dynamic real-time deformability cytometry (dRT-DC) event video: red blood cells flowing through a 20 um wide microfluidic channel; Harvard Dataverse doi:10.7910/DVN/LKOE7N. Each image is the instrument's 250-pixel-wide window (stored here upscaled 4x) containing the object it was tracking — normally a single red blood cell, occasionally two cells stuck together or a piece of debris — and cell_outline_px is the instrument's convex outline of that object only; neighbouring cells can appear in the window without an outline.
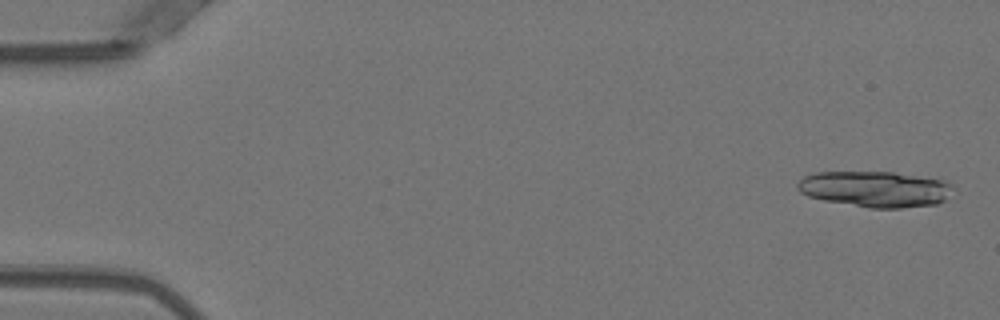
{"species": "Egyptian fruit bat (a non-hibernating species)", "species_latin": "Rousettus aegyptiacus", "temperature_condition": "warm", "stored_images_in_passage": 39, "camera_frame_rate_fps": 3000, "um_per_image_px": 0.085, "animal": {"sex": "female"}, "frame": {"image": 1, "passage_image": 2, "time_ms": 0.333, "image_size_px": [1000, 320], "cell_outline_px": [[956, 188], [944, 200], [936, 204], [900, 208], [868, 208], [824, 200], [808, 196], [800, 192], [796, 188], [796, 184], [804, 176], [816, 172], [892, 172], [948, 180]], "centroid_in_image_um": [74.42, 16.07], "position_along_channel_um": 10.6, "area_um2": 32.83}}
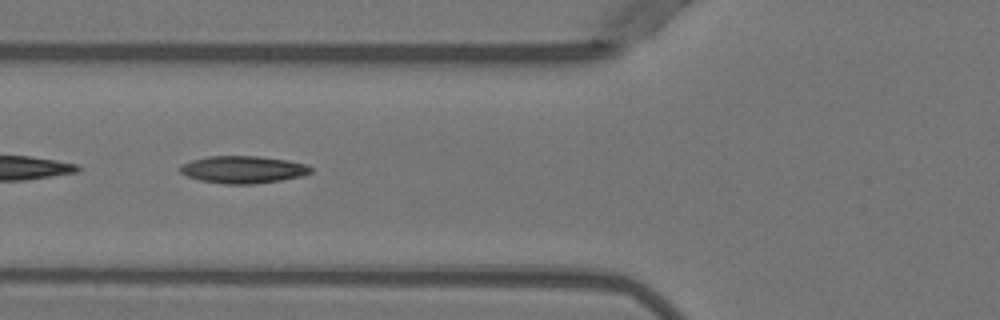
{"frame": {"image": 2, "passage_image": 20, "time_ms": 6.333, "image_size_px": [1000, 320], "cell_outline_px": [[312, 172], [300, 176], [280, 180], [252, 184], [224, 184], [200, 180], [188, 176], [180, 172], [180, 164], [192, 160], [208, 156], [260, 156], [288, 160], [304, 164], [312, 168]], "centroid_in_image_um": [20.64, 14.4], "position_along_channel_um": 105.2, "area_um2": 20.69}}
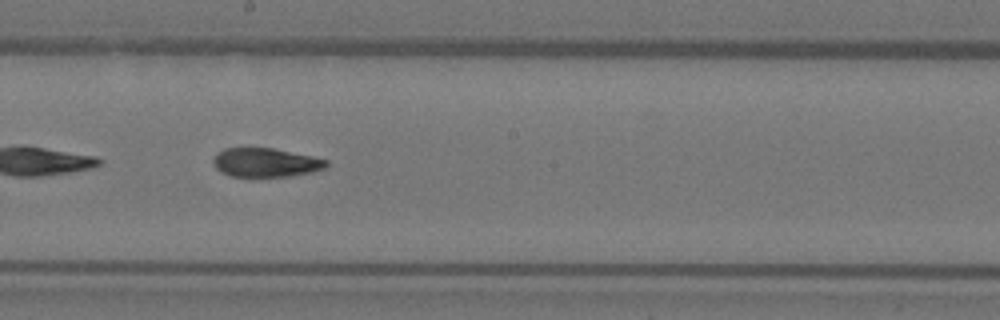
{"frame": {"image": 3, "passage_image": 29, "time_ms": 9.333, "image_size_px": [1000, 320], "cell_outline_px": [[328, 164], [324, 168], [312, 172], [288, 176], [232, 176], [220, 172], [216, 168], [212, 160], [216, 152], [224, 148], [272, 148], [312, 156], [328, 160]], "centroid_in_image_um": [22.55, 13.8], "position_along_channel_um": 225.7, "area_um2": 18.96}}